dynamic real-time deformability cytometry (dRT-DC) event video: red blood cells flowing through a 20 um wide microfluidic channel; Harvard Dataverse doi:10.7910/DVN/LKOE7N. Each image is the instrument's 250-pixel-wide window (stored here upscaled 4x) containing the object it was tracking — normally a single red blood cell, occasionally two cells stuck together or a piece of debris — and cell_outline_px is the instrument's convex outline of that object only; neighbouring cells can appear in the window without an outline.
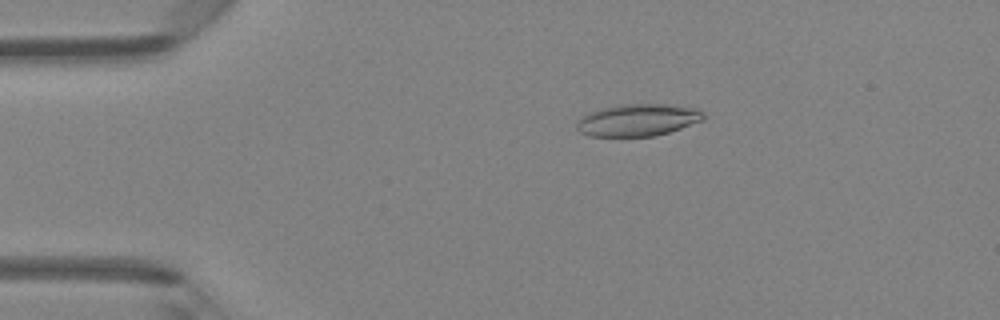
{"species": "Egyptian fruit bat (a non-hibernating species)", "species_latin": "Rousettus aegyptiacus", "temperature_condition": "room temperature", "stored_images_in_passage": 47, "camera_frame_rate_fps": 3000, "um_per_image_px": 0.085, "animal": {"sex": "female"}, "frame": {"image": 1, "passage_image": 9, "time_ms": 2.667, "image_size_px": [1000, 320], "cell_outline_px": [[704, 120], [656, 136], [588, 136], [580, 132], [576, 128], [576, 124], [580, 116], [588, 112], [600, 108], [620, 104], [668, 104], [696, 108], [704, 112]], "centroid_in_image_um": [54.19, 10.19], "position_along_channel_um": 30.8, "area_um2": 23.93}}
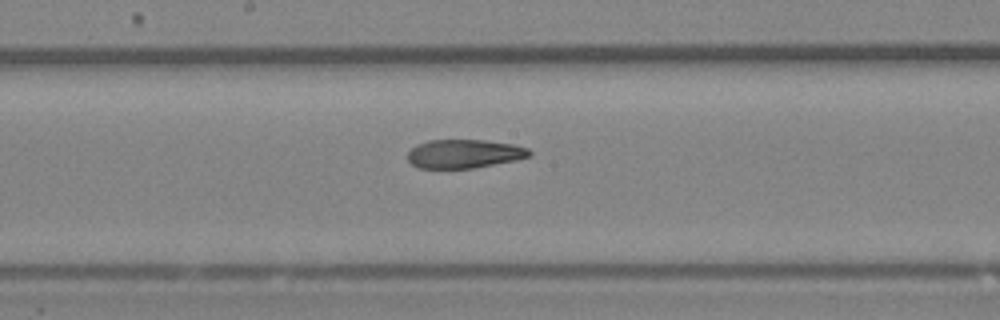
{"frame": {"image": 2, "passage_image": 25, "time_ms": 8.0, "image_size_px": [1000, 320], "cell_outline_px": [[532, 156], [516, 160], [472, 168], [416, 168], [408, 160], [408, 152], [416, 144], [428, 140], [484, 140], [512, 144], [528, 148], [532, 152]], "centroid_in_image_um": [39.45, 13.07], "position_along_channel_um": 208.7, "area_um2": 20.4}}
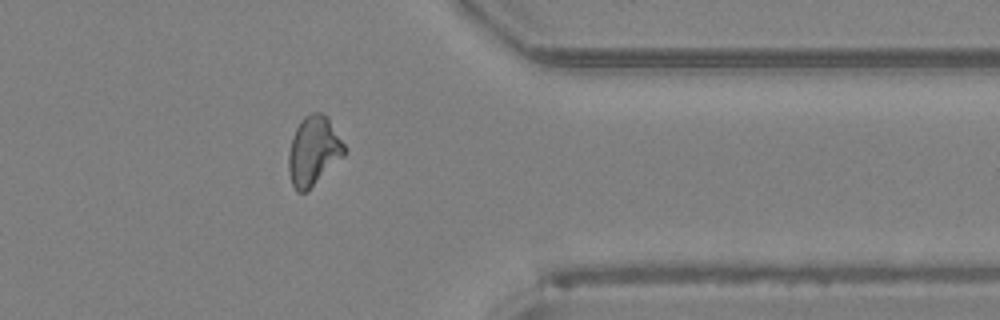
{"frame": {"image": 3, "passage_image": 38, "time_ms": 12.333, "image_size_px": [1000, 320], "cell_outline_px": [[344, 156], [304, 192], [296, 192], [292, 184], [288, 172], [288, 152], [292, 136], [300, 120], [304, 116], [312, 112], [320, 112], [328, 116], [344, 144]], "centroid_in_image_um": [26.62, 12.78], "position_along_channel_um": 384.8, "area_um2": 22.31}, "authors_computed_cell_mechanics": {"area_um2": 22.0796, "velocity_mm_per_s": 4.3241, "shape_relaxation_time_tau1_ms": null, "shape_relaxation_time_tau2_ms": 3.4236, "deformation_change_tau1": null, "deformation_change_tau2": 0.1198}}